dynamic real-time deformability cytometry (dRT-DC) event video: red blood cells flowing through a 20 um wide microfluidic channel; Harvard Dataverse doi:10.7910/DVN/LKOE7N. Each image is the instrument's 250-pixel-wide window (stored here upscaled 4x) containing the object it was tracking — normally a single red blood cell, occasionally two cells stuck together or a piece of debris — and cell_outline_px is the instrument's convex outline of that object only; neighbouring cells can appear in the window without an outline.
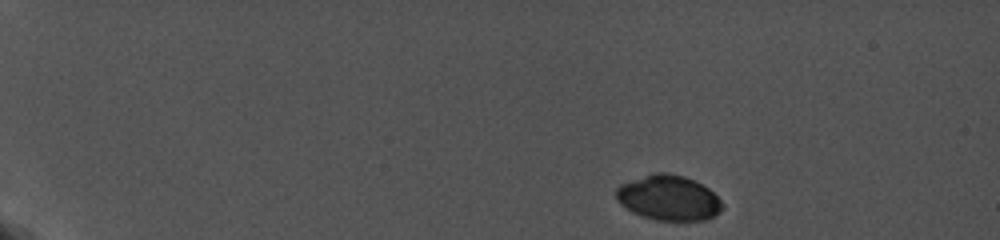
{"species": "common noctule bat (a hibernating species)", "species_latin": "Nyctalus noctula", "temperature_condition": "cold", "stored_images_in_passage": 9, "camera_frame_rate_fps": 5000, "um_per_image_px": 0.085, "animal": {"sex": "female", "body_mass_g": 19.0, "forearm_length_mm": 56.7}, "frame": {"image": 1, "passage_image": 1, "time_ms": 0.0, "image_size_px": [1000, 240], "cell_outline_px": [[724, 208], [720, 212], [708, 220], [656, 220], [632, 212], [620, 204], [616, 200], [616, 188], [620, 184], [656, 172], [668, 172], [684, 176], [708, 188], [724, 204]], "centroid_in_image_um": [56.84, 16.82], "position_along_channel_um": 28.2, "area_um2": 27.86}}